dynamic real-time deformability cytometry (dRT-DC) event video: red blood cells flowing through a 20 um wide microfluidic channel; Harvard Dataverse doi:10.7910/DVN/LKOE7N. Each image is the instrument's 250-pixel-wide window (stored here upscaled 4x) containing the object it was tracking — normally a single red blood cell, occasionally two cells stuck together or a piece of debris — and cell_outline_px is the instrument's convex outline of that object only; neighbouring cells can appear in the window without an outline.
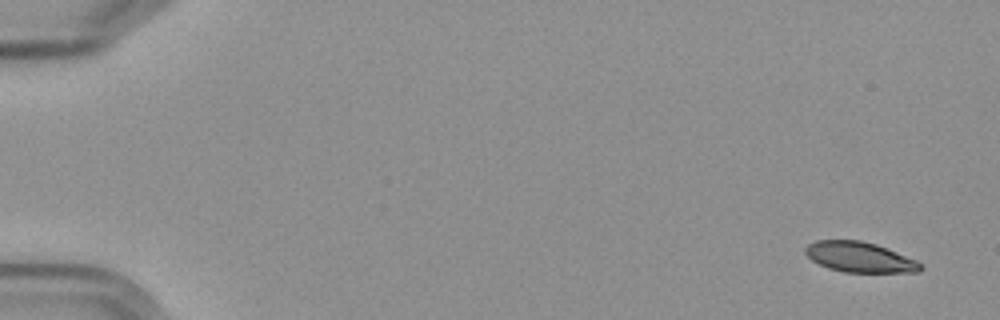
{"species": "Egyptian fruit bat (a non-hibernating species)", "species_latin": "Rousettus aegyptiacus", "temperature_condition": "cold", "stored_images_in_passage": 7, "camera_frame_rate_fps": 3000, "um_per_image_px": 0.085, "frame": {"image": 1, "passage_image": 1, "time_ms": 0.0, "image_size_px": [1000, 320], "cell_outline_px": [[924, 268], [920, 272], [844, 272], [828, 268], [812, 260], [804, 252], [804, 248], [808, 244], [816, 240], [860, 240], [876, 244], [916, 260]], "centroid_in_image_um": [73.05, 21.85], "position_along_channel_um": 11.9, "area_um2": 20.23}}
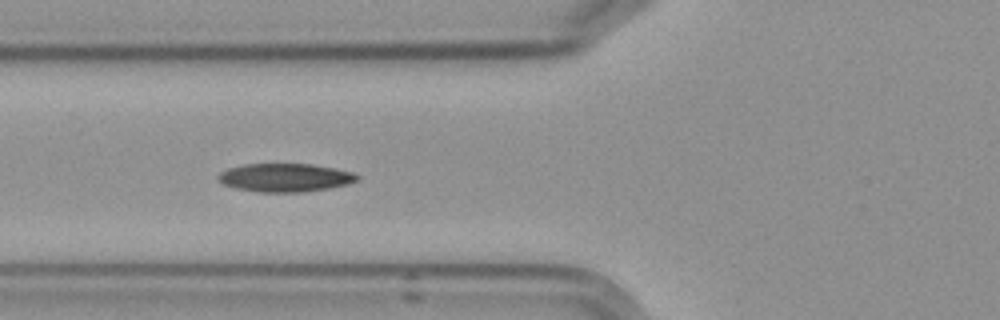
{"frame": {"image": 2, "passage_image": 6, "time_ms": 6.667, "image_size_px": [1000, 320], "cell_outline_px": [[360, 180], [348, 184], [328, 188], [304, 192], [256, 192], [236, 188], [224, 184], [216, 176], [220, 172], [228, 168], [244, 164], [312, 164], [336, 168], [352, 172], [360, 176]], "centroid_in_image_um": [24.26, 15.09], "position_along_channel_um": 101.5, "area_um2": 23.06}}
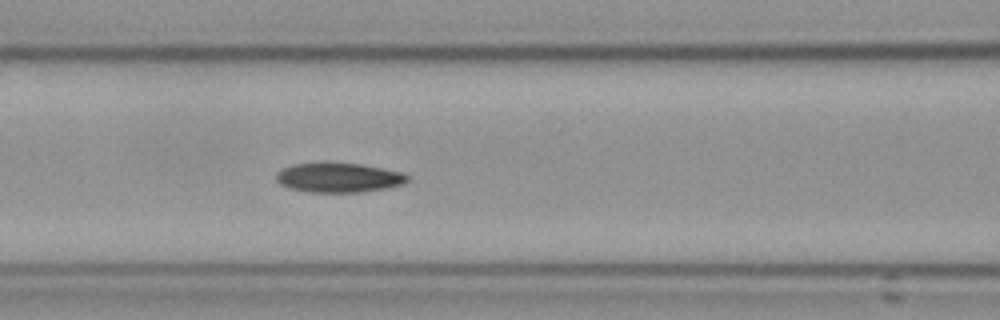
{"frame": {"image": 3, "passage_image": 7, "time_ms": 7.667, "image_size_px": [1000, 320], "cell_outline_px": [[412, 176], [408, 180], [400, 184], [384, 188], [360, 192], [312, 192], [288, 188], [280, 184], [276, 180], [276, 172], [292, 164], [320, 160], [360, 164], [384, 168], [400, 172]], "centroid_in_image_um": [28.73, 15.05], "position_along_channel_um": 137.9, "area_um2": 23.12}}